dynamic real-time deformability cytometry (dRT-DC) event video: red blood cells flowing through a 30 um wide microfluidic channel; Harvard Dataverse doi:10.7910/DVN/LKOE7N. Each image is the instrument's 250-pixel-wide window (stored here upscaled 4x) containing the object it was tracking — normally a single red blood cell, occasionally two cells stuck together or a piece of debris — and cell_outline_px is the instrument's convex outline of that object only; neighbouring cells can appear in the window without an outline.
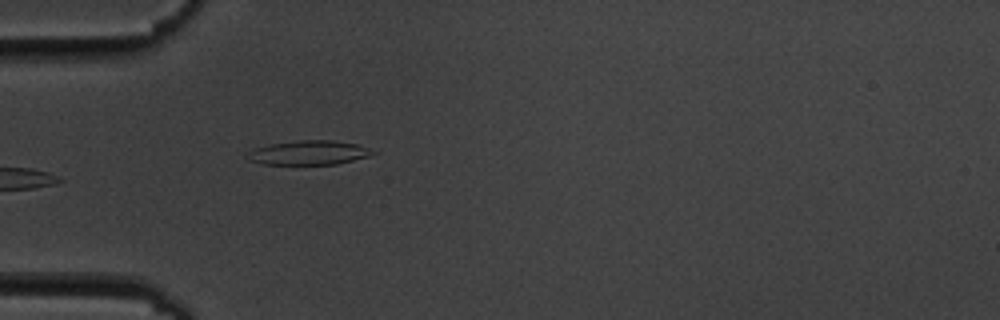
{"species": "common noctule bat (a hibernating species)", "species_latin": "Nyctalus noctula", "temperature_condition": "cold", "stored_images_in_passage": 5, "camera_frame_rate_fps": 3000, "um_per_image_px": 0.085, "animal": {"sex": "male", "body_mass_g": 19.5, "forearm_length_mm": 54.6}, "frame": {"image": 1, "passage_image": 5, "time_ms": 4.333, "image_size_px": [1000, 320], "cell_outline_px": [[380, 152], [368, 156], [336, 164], [264, 164], [248, 160], [244, 156], [252, 148], [268, 144], [300, 140], [332, 140], [356, 144]], "centroid_in_image_um": [26.2, 12.97], "position_along_channel_um": 58.8, "area_um2": 17.8}}